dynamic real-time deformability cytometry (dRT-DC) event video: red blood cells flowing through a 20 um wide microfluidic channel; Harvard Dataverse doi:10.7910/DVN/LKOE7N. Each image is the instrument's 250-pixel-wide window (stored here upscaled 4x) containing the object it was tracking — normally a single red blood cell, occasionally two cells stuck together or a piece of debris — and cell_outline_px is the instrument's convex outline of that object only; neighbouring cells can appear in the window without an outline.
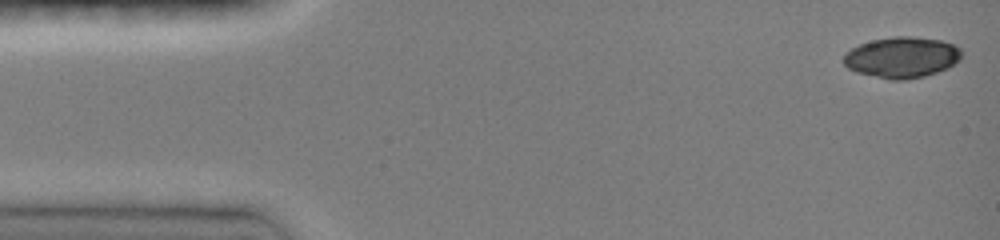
{"species": "common noctule bat (a hibernating species)", "species_latin": "Nyctalus noctula", "temperature_condition": "room temperature", "stored_images_in_passage": 10, "camera_frame_rate_fps": 3000, "um_per_image_px": 0.085, "animal": {"sex": "female", "body_mass_g": 19.0, "forearm_length_mm": 51.5}, "frame": {"image": 1, "passage_image": 1, "time_ms": 0.0, "image_size_px": [1000, 240], "cell_outline_px": [[960, 60], [948, 68], [924, 76], [904, 80], [888, 80], [856, 72], [848, 68], [840, 60], [844, 52], [860, 44], [872, 40], [896, 36], [912, 36], [940, 40], [952, 44], [960, 48]], "centroid_in_image_um": [76.6, 4.88], "position_along_channel_um": 8.4, "area_um2": 28.32}}
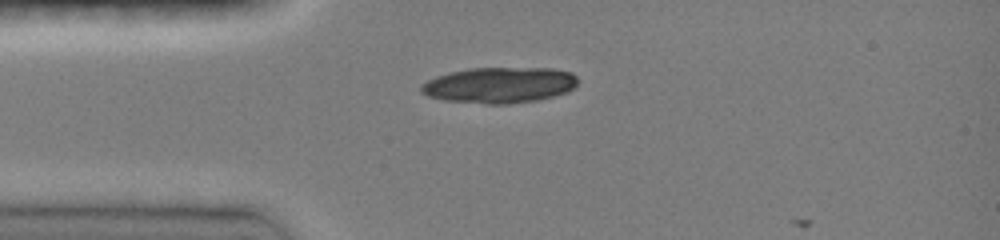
{"frame": {"image": 2, "passage_image": 9, "time_ms": 3.333, "image_size_px": [1000, 240], "cell_outline_px": [[580, 80], [568, 92], [536, 100], [508, 104], [488, 104], [444, 100], [428, 96], [420, 92], [420, 84], [436, 76], [448, 72], [468, 68], [552, 68], [572, 72]], "centroid_in_image_um": [42.44, 7.22], "position_along_channel_um": 42.6, "area_um2": 32.95}}